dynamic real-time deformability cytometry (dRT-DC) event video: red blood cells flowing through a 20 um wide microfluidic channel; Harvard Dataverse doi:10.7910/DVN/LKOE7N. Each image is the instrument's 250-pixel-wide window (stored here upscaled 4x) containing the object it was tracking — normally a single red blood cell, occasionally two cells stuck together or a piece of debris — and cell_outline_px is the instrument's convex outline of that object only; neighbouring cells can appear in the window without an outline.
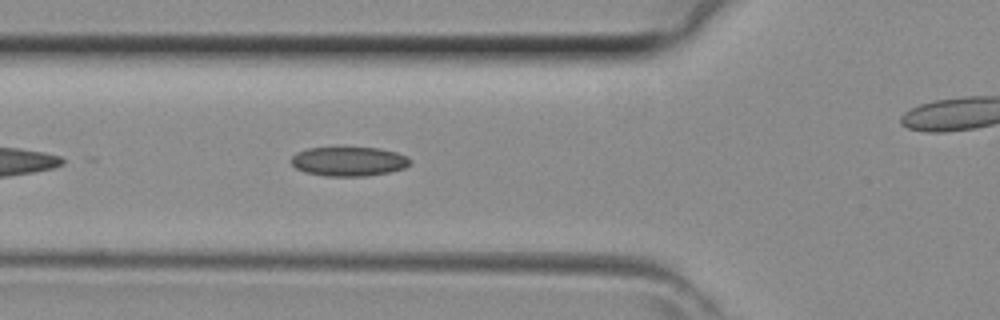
{"species": "common noctule bat (a hibernating species)", "species_latin": "Nyctalus noctula", "temperature_condition": "room temperature", "stored_images_in_passage": 25, "camera_frame_rate_fps": 3000, "um_per_image_px": 0.085, "animal": {"sex": "female", "body_mass_g": 29.2, "forearm_length_mm": 56.3}, "frame": {"image": 1, "passage_image": 5, "time_ms": 1.333, "image_size_px": [1000, 320], "cell_outline_px": [[412, 164], [404, 168], [388, 172], [368, 176], [324, 176], [304, 172], [296, 168], [288, 160], [296, 152], [308, 148], [380, 148], [396, 152], [408, 156], [412, 160]], "centroid_in_image_um": [29.65, 13.72], "position_along_channel_um": 96.2, "area_um2": 20.52}}
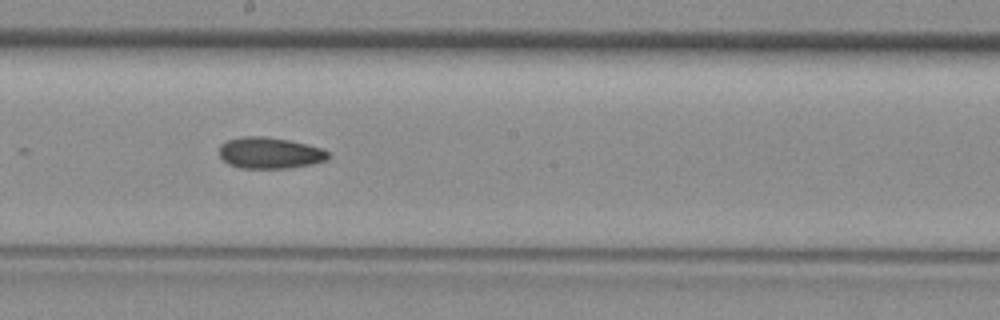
{"frame": {"image": 2, "passage_image": 13, "time_ms": 4.0, "image_size_px": [1000, 320], "cell_outline_px": [[328, 160], [312, 164], [288, 168], [240, 168], [228, 164], [220, 156], [220, 144], [228, 140], [240, 136], [264, 136], [288, 140], [308, 144], [320, 148], [328, 152]], "centroid_in_image_um": [22.92, 13.0], "position_along_channel_um": 225.3, "area_um2": 19.88}}
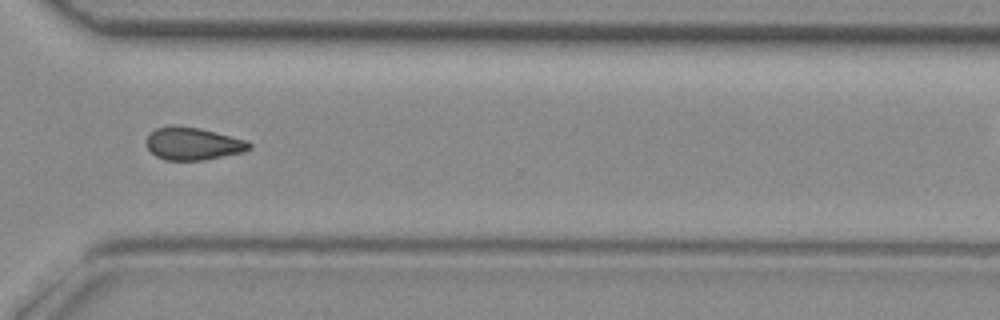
{"frame": {"image": 3, "passage_image": 21, "time_ms": 6.667, "image_size_px": [1000, 320], "cell_outline_px": [[252, 148], [244, 152], [200, 160], [164, 160], [156, 156], [148, 148], [148, 136], [156, 128], [172, 124], [200, 128], [248, 140], [252, 144]], "centroid_in_image_um": [16.44, 12.2], "position_along_channel_um": 354.2, "area_um2": 19.54}}